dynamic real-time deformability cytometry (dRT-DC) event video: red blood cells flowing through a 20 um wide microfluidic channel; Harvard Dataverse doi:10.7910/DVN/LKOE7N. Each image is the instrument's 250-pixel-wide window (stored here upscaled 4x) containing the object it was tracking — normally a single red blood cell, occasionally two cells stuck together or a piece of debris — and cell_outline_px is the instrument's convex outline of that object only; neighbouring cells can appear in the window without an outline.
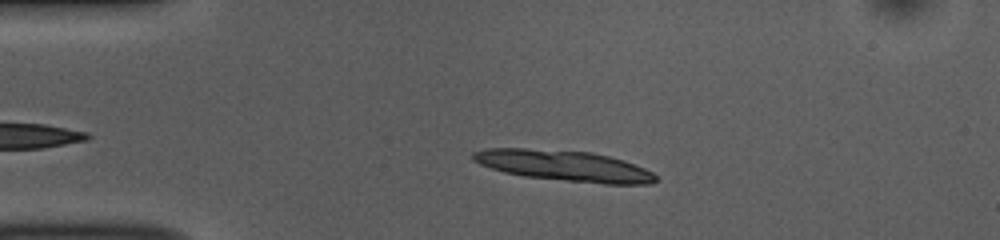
{"species": "common noctule bat (a hibernating species)", "species_latin": "Nyctalus noctula", "temperature_condition": "room temperature", "stored_images_in_passage": 43, "camera_frame_rate_fps": 3000, "um_per_image_px": 0.085, "animal": {"sex": "female", "body_mass_g": 10.0, "forearm_length_mm": 53.1}, "frame": {"image": 1, "passage_image": 7, "time_ms": 2.0, "image_size_px": [1000, 240], "cell_outline_px": [[656, 180], [652, 184], [604, 184], [524, 176], [504, 172], [480, 164], [472, 160], [472, 152], [484, 148], [524, 148], [592, 152], [624, 160], [644, 168], [652, 172], [656, 176]], "centroid_in_image_um": [47.94, 14.08], "position_along_channel_um": 37.1, "area_um2": 32.66}, "authors_computed_cell_mechanics": {"area_um2": 17.7446, "velocity_mm_per_s": 3.7125, "shape_relaxation_time_tau1_ms": 5.3744, "shape_relaxation_time_tau2_ms": null, "deformation_change_tau1": 0.1384, "deformation_change_tau2": null}}